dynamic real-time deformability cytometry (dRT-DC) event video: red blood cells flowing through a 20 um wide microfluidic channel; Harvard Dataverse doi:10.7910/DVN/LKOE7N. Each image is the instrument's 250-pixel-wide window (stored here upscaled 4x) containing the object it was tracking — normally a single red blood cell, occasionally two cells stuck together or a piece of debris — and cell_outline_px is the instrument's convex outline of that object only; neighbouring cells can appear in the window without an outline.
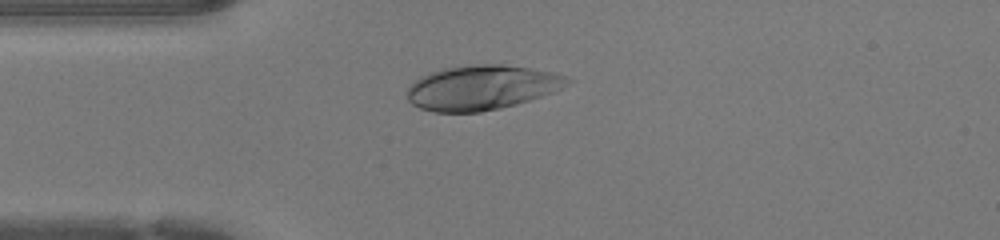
{"species": "human", "species_latin": "Homo sapiens", "temperature_condition": "warm", "stored_images_in_passage": 37, "camera_frame_rate_fps": 3000, "um_per_image_px": 0.085, "donor": {"sex": "female"}, "frame": {"image": 1, "passage_image": 2, "time_ms": 0.333, "image_size_px": [1000, 240], "cell_outline_px": [[572, 80], [560, 88], [552, 92], [516, 104], [500, 108], [480, 112], [432, 112], [420, 108], [412, 104], [408, 100], [408, 88], [420, 76], [428, 72], [444, 68], [480, 64], [504, 64], [552, 72], [564, 76]], "centroid_in_image_um": [40.9, 7.44], "position_along_channel_um": 44.1, "area_um2": 41.33}}
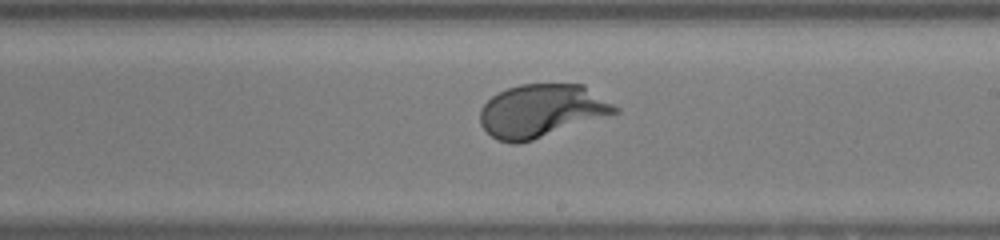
{"frame": {"image": 2, "passage_image": 17, "time_ms": 5.333, "image_size_px": [1000, 240], "cell_outline_px": [[620, 112], [520, 144], [512, 144], [496, 140], [480, 124], [480, 108], [492, 96], [508, 88], [520, 84], [584, 84], [620, 108]], "centroid_in_image_um": [46.04, 9.42], "position_along_channel_um": 243.0, "area_um2": 41.73}}
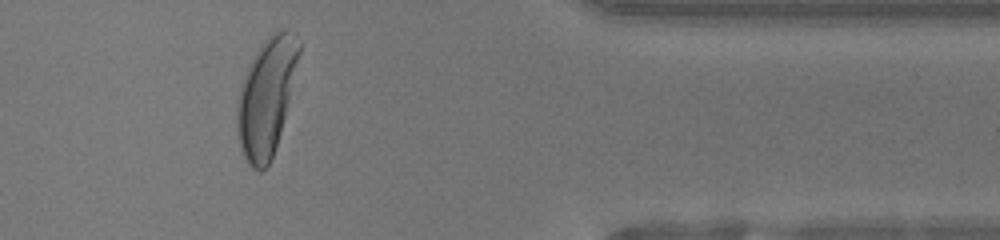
{"frame": {"image": 3, "passage_image": 29, "time_ms": 9.333, "image_size_px": [1000, 240], "cell_outline_px": [[300, 52], [280, 132], [272, 156], [268, 164], [260, 172], [252, 168], [248, 164], [244, 156], [236, 132], [236, 108], [240, 88], [248, 64], [260, 44], [276, 28], [288, 28], [296, 32], [300, 44]], "centroid_in_image_um": [22.63, 8.15], "position_along_channel_um": 388.8, "area_um2": 42.19}, "authors_computed_cell_mechanics": {"area_um2": 41.616, "velocity_mm_per_s": 4.2574, "shape_relaxation_time_tau1_ms": 2.3816, "shape_relaxation_time_tau2_ms": null, "deformation_change_tau1": 0.1829, "deformation_change_tau2": null}}